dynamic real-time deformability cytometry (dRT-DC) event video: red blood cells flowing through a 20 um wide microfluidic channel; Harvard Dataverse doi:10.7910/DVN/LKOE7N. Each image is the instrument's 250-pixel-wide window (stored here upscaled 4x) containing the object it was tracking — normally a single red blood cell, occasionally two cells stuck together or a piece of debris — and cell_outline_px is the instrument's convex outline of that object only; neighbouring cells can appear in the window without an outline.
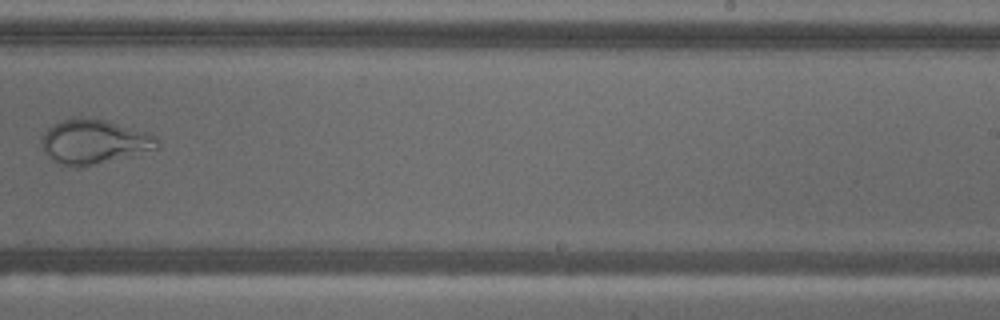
{"species": "common noctule bat (a hibernating species)", "species_latin": "Nyctalus noctula", "temperature_condition": "warm", "stored_images_in_passage": 9, "camera_frame_rate_fps": 3000, "um_per_image_px": 0.085, "animal": {"sex": "male", "body_mass_g": 18.8}, "frame": {"image": 1, "passage_image": 9, "time_ms": 2.667, "image_size_px": [1000, 320], "cell_outline_px": [[160, 148], [80, 168], [72, 168], [56, 164], [44, 152], [40, 140], [40, 136], [52, 124], [60, 120], [76, 116], [80, 116], [104, 120], [152, 132], [156, 136], [160, 144]], "centroid_in_image_um": [7.97, 12.04], "position_along_channel_um": 281.0, "area_um2": 30.75}}